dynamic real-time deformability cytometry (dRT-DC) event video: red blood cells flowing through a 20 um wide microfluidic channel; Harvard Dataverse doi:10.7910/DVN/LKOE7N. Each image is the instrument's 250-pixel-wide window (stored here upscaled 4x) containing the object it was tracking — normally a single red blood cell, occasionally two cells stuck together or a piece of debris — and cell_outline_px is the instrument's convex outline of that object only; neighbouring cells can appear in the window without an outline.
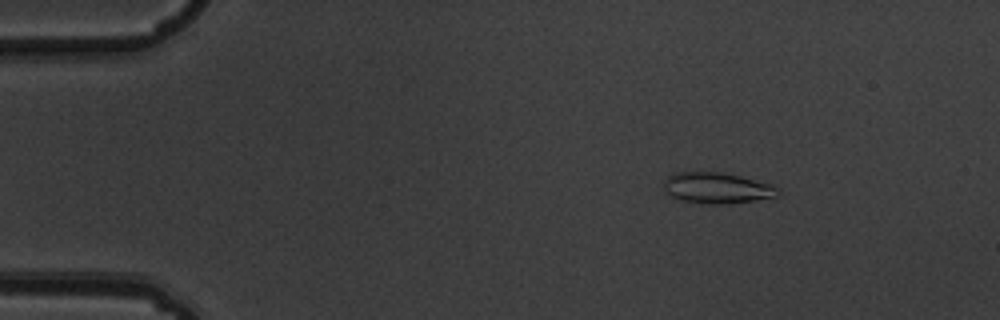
{"species": "common noctule bat (a hibernating species)", "species_latin": "Nyctalus noctula", "temperature_condition": "warm", "stored_images_in_passage": 7, "camera_frame_rate_fps": 3000, "um_per_image_px": 0.085, "animal": {"sex": "male", "body_mass_g": 19.5, "forearm_length_mm": 54.6}, "frame": {"image": 1, "passage_image": 1, "time_ms": 0.0, "image_size_px": [1000, 320], "cell_outline_px": [[780, 196], [756, 200], [728, 204], [708, 204], [680, 200], [668, 196], [664, 188], [664, 180], [668, 176], [676, 172], [720, 172], [740, 176], [772, 184], [780, 188]], "centroid_in_image_um": [60.96, 15.99], "position_along_channel_um": 24.0, "area_um2": 20.87}}
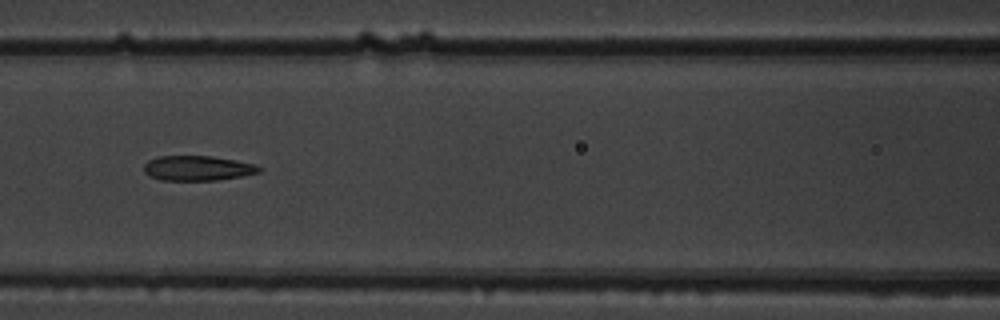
{"frame": {"image": 2, "passage_image": 5, "time_ms": 1.333, "image_size_px": [1000, 320], "cell_outline_px": [[264, 168], [260, 172], [240, 176], [216, 180], [160, 180], [148, 176], [144, 172], [144, 164], [148, 160], [156, 156], [212, 156], [236, 160], [252, 164]], "centroid_in_image_um": [16.75, 14.29], "position_along_channel_um": 149.8, "area_um2": 16.76}}
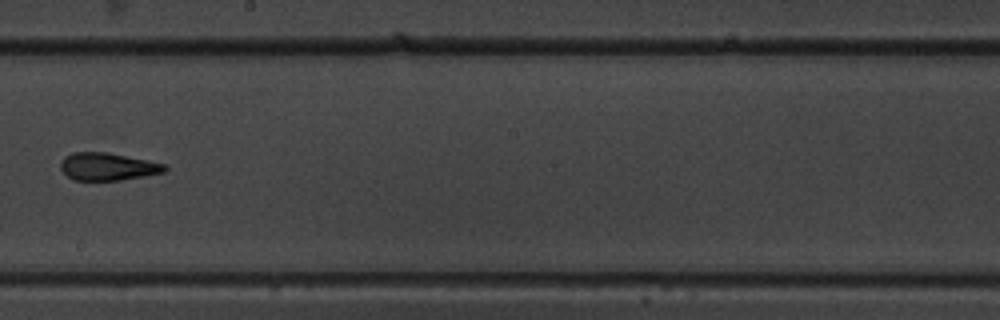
{"frame": {"image": 3, "passage_image": 7, "time_ms": 2.0, "image_size_px": [1000, 320], "cell_outline_px": [[168, 168], [164, 172], [144, 176], [120, 180], [72, 180], [60, 168], [60, 160], [64, 156], [72, 152], [108, 152], [164, 164]], "centroid_in_image_um": [9.11, 14.15], "position_along_channel_um": 239.1, "area_um2": 16.7}}